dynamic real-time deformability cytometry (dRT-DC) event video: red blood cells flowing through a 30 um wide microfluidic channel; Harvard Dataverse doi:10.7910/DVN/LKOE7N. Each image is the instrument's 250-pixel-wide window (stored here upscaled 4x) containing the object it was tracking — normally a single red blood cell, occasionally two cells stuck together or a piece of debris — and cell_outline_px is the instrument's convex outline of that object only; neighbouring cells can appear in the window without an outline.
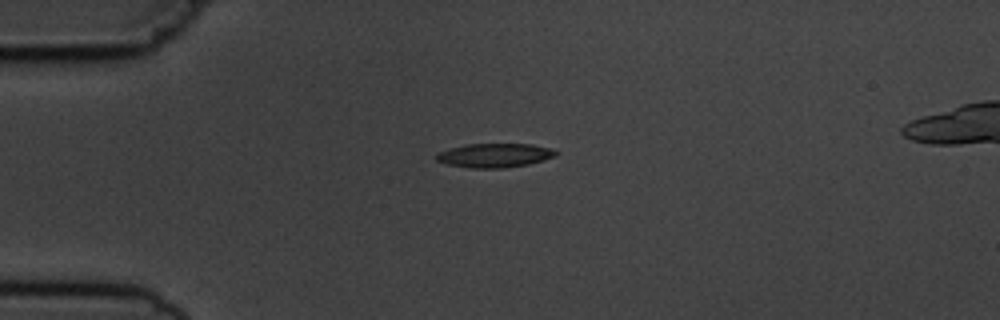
{"species": "common noctule bat (a hibernating species)", "species_latin": "Nyctalus noctula", "temperature_condition": "cold", "stored_images_in_passage": 3, "camera_frame_rate_fps": 3000, "um_per_image_px": 0.085, "animal": {"sex": "male", "body_mass_g": 19.5, "forearm_length_mm": 54.6}, "frame": {"image": 1, "passage_image": 3, "time_ms": 2.333, "image_size_px": [1000, 320], "cell_outline_px": [[560, 152], [556, 156], [544, 160], [528, 164], [504, 168], [468, 168], [448, 164], [436, 160], [436, 156], [440, 152], [464, 144], [532, 144], [552, 148]], "centroid_in_image_um": [42.11, 13.2], "position_along_channel_um": 42.9, "area_um2": 16.76}}